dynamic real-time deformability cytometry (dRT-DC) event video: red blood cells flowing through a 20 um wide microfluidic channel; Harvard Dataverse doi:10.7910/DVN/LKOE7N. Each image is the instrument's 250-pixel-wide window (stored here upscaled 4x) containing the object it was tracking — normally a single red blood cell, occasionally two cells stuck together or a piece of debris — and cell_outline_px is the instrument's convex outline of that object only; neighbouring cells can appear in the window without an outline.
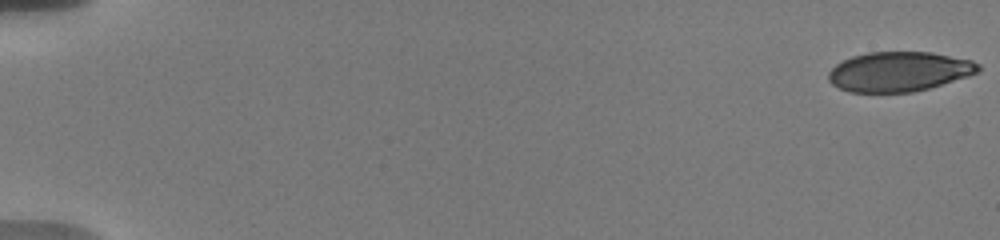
{"species": "human", "species_latin": "Homo sapiens", "temperature_condition": "warm", "stored_images_in_passage": 56, "camera_frame_rate_fps": 3000, "um_per_image_px": 0.085, "donor": {"sex": "male"}, "frame": {"image": 1, "passage_image": 1, "time_ms": 0.0, "image_size_px": [1000, 240], "cell_outline_px": [[980, 72], [968, 76], [928, 88], [912, 92], [848, 92], [832, 84], [828, 80], [828, 72], [836, 64], [852, 56], [868, 52], [932, 52], [972, 60], [980, 64]], "centroid_in_image_um": [76.42, 6.08], "position_along_channel_um": 8.6, "area_um2": 34.68}}
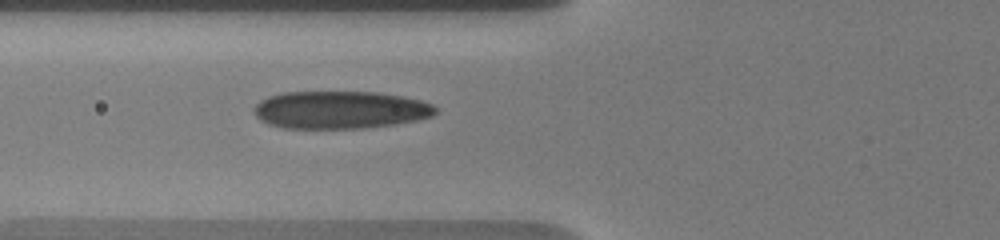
{"frame": {"image": 2, "passage_image": 23, "time_ms": 7.333, "image_size_px": [1000, 240], "cell_outline_px": [[436, 112], [432, 116], [416, 120], [396, 124], [364, 128], [284, 128], [268, 124], [260, 120], [252, 112], [252, 108], [260, 100], [268, 96], [280, 92], [376, 92], [404, 96], [420, 100], [432, 104], [436, 108]], "centroid_in_image_um": [28.88, 9.33], "position_along_channel_um": 96.9, "area_um2": 40.11}}
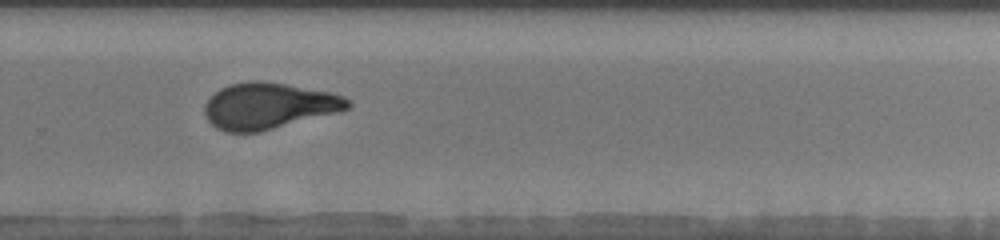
{"frame": {"image": 3, "passage_image": 40, "time_ms": 13.0, "image_size_px": [1000, 240], "cell_outline_px": [[352, 104], [348, 108], [340, 112], [260, 132], [224, 132], [216, 128], [208, 120], [204, 112], [204, 104], [220, 88], [228, 84], [252, 80], [260, 80], [332, 92], [344, 96], [352, 100]], "centroid_in_image_um": [22.86, 9.0], "position_along_channel_um": 306.9, "area_um2": 38.84}, "authors_computed_cell_mechanics": {"area_um2": 38.1769, "velocity_mm_per_s": 3.7088, "shape_relaxation_time_tau1_ms": 7.1328, "shape_relaxation_time_tau2_ms": 1.1698, "deformation_change_tau1": 0.2203, "deformation_change_tau2": 0.0783}}